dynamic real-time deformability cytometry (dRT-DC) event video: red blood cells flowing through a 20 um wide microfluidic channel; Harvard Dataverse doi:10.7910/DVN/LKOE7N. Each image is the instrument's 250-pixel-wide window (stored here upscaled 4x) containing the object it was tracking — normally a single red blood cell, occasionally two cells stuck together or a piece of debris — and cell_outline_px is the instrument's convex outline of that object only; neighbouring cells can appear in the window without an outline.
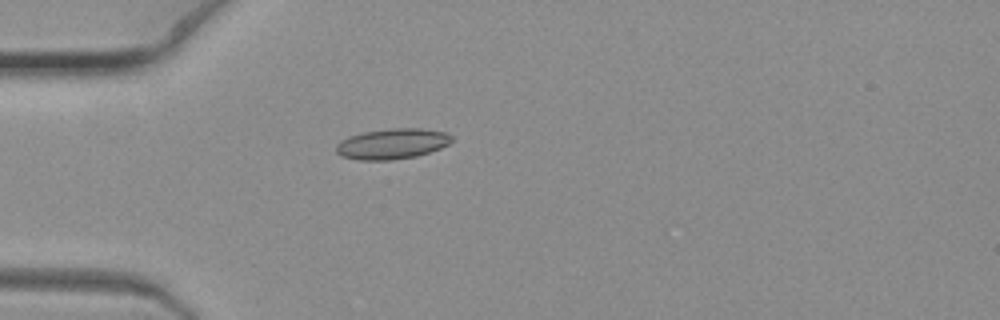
{"species": "common noctule bat (a hibernating species)", "species_latin": "Nyctalus noctula", "temperature_condition": "warm", "stored_images_in_passage": 4, "camera_frame_rate_fps": 3000, "um_per_image_px": 0.085, "animal": {"sex": "female", "body_mass_g": 19.3, "forearm_length_mm": 54.1}, "frame": {"image": 1, "passage_image": 1, "time_ms": 0.0, "image_size_px": [1000, 320], "cell_outline_px": [[452, 140], [448, 144], [440, 148], [416, 156], [392, 160], [360, 160], [340, 156], [336, 152], [336, 144], [340, 140], [348, 136], [360, 132], [392, 128], [420, 128], [444, 132], [452, 136]], "centroid_in_image_um": [33.28, 12.22], "position_along_channel_um": 51.7, "area_um2": 20.63}}
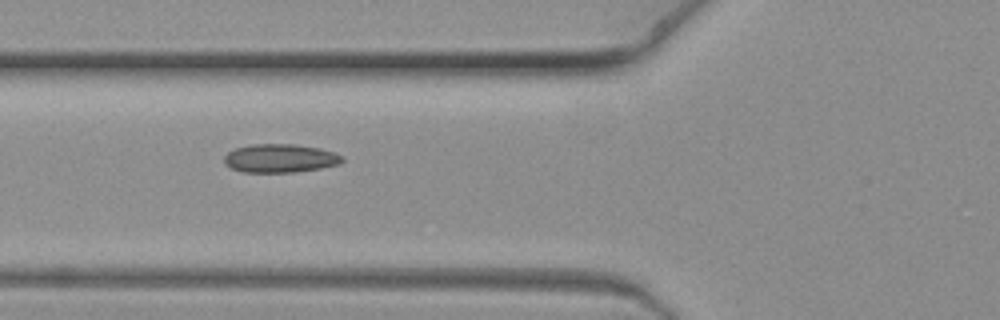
{"frame": {"image": 2, "passage_image": 3, "time_ms": 0.667, "image_size_px": [1000, 320], "cell_outline_px": [[344, 160], [340, 164], [320, 168], [292, 172], [244, 172], [232, 168], [224, 164], [224, 156], [228, 152], [236, 148], [252, 144], [296, 144], [320, 148], [336, 152], [344, 156]], "centroid_in_image_um": [23.84, 13.44], "position_along_channel_um": 102.0, "area_um2": 19.71}}
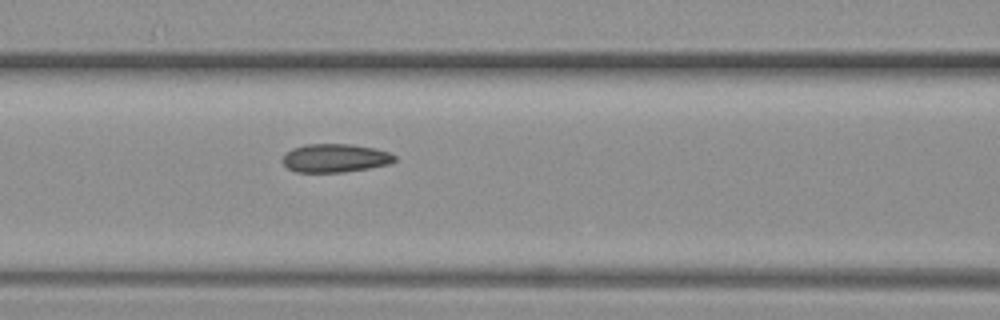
{"frame": {"image": 3, "passage_image": 4, "time_ms": 1.0, "image_size_px": [1000, 320], "cell_outline_px": [[396, 160], [388, 164], [368, 168], [344, 172], [296, 172], [288, 168], [280, 160], [284, 152], [292, 148], [304, 144], [352, 144], [376, 148], [388, 152], [396, 156]], "centroid_in_image_um": [28.44, 13.43], "position_along_channel_um": 138.2, "area_um2": 18.79}}